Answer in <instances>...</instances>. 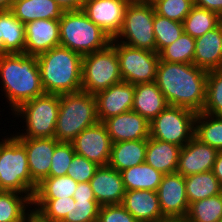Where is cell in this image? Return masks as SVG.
Masks as SVG:
<instances>
[{
    "instance_id": "6da1fadb",
    "label": "cell",
    "mask_w": 222,
    "mask_h": 222,
    "mask_svg": "<svg viewBox=\"0 0 222 222\" xmlns=\"http://www.w3.org/2000/svg\"><path fill=\"white\" fill-rule=\"evenodd\" d=\"M207 74L194 64L159 60L155 82L168 105L200 113L206 99Z\"/></svg>"
},
{
    "instance_id": "7a4b0ae2",
    "label": "cell",
    "mask_w": 222,
    "mask_h": 222,
    "mask_svg": "<svg viewBox=\"0 0 222 222\" xmlns=\"http://www.w3.org/2000/svg\"><path fill=\"white\" fill-rule=\"evenodd\" d=\"M1 92L13 112L22 103L45 94L37 56L25 53L0 55Z\"/></svg>"
},
{
    "instance_id": "3957f363",
    "label": "cell",
    "mask_w": 222,
    "mask_h": 222,
    "mask_svg": "<svg viewBox=\"0 0 222 222\" xmlns=\"http://www.w3.org/2000/svg\"><path fill=\"white\" fill-rule=\"evenodd\" d=\"M41 83L47 94L82 91V56L57 46L37 56Z\"/></svg>"
},
{
    "instance_id": "277c9868",
    "label": "cell",
    "mask_w": 222,
    "mask_h": 222,
    "mask_svg": "<svg viewBox=\"0 0 222 222\" xmlns=\"http://www.w3.org/2000/svg\"><path fill=\"white\" fill-rule=\"evenodd\" d=\"M60 44L81 56L106 48L112 38L82 10L64 11L59 20Z\"/></svg>"
},
{
    "instance_id": "5b68a950",
    "label": "cell",
    "mask_w": 222,
    "mask_h": 222,
    "mask_svg": "<svg viewBox=\"0 0 222 222\" xmlns=\"http://www.w3.org/2000/svg\"><path fill=\"white\" fill-rule=\"evenodd\" d=\"M98 122L95 95L84 91L62 94L54 138L59 142H71Z\"/></svg>"
},
{
    "instance_id": "8992f818",
    "label": "cell",
    "mask_w": 222,
    "mask_h": 222,
    "mask_svg": "<svg viewBox=\"0 0 222 222\" xmlns=\"http://www.w3.org/2000/svg\"><path fill=\"white\" fill-rule=\"evenodd\" d=\"M37 185L25 147L12 134L5 136L0 140V190L23 193L32 200Z\"/></svg>"
},
{
    "instance_id": "52a82bcc",
    "label": "cell",
    "mask_w": 222,
    "mask_h": 222,
    "mask_svg": "<svg viewBox=\"0 0 222 222\" xmlns=\"http://www.w3.org/2000/svg\"><path fill=\"white\" fill-rule=\"evenodd\" d=\"M59 106L60 95L47 93L22 103L11 115L23 119L21 123L25 131L21 129L22 133L19 130L11 134L15 138L54 137Z\"/></svg>"
},
{
    "instance_id": "ba28073f",
    "label": "cell",
    "mask_w": 222,
    "mask_h": 222,
    "mask_svg": "<svg viewBox=\"0 0 222 222\" xmlns=\"http://www.w3.org/2000/svg\"><path fill=\"white\" fill-rule=\"evenodd\" d=\"M154 14L152 3L131 0L125 10L122 28L114 40L130 47L156 52Z\"/></svg>"
},
{
    "instance_id": "9c48e42d",
    "label": "cell",
    "mask_w": 222,
    "mask_h": 222,
    "mask_svg": "<svg viewBox=\"0 0 222 222\" xmlns=\"http://www.w3.org/2000/svg\"><path fill=\"white\" fill-rule=\"evenodd\" d=\"M121 81L118 55L111 43L82 56V91L95 95Z\"/></svg>"
},
{
    "instance_id": "30bf717a",
    "label": "cell",
    "mask_w": 222,
    "mask_h": 222,
    "mask_svg": "<svg viewBox=\"0 0 222 222\" xmlns=\"http://www.w3.org/2000/svg\"><path fill=\"white\" fill-rule=\"evenodd\" d=\"M196 115L190 109L168 105L150 122V137L183 147L194 137Z\"/></svg>"
},
{
    "instance_id": "8fae6325",
    "label": "cell",
    "mask_w": 222,
    "mask_h": 222,
    "mask_svg": "<svg viewBox=\"0 0 222 222\" xmlns=\"http://www.w3.org/2000/svg\"><path fill=\"white\" fill-rule=\"evenodd\" d=\"M119 59L122 80L130 84L151 83L156 80L159 54L146 49L134 48L111 40Z\"/></svg>"
},
{
    "instance_id": "7c38bea8",
    "label": "cell",
    "mask_w": 222,
    "mask_h": 222,
    "mask_svg": "<svg viewBox=\"0 0 222 222\" xmlns=\"http://www.w3.org/2000/svg\"><path fill=\"white\" fill-rule=\"evenodd\" d=\"M71 144L77 155L83 156L99 166L109 164L112 142L102 122L84 129L71 141Z\"/></svg>"
},
{
    "instance_id": "4fadbf2b",
    "label": "cell",
    "mask_w": 222,
    "mask_h": 222,
    "mask_svg": "<svg viewBox=\"0 0 222 222\" xmlns=\"http://www.w3.org/2000/svg\"><path fill=\"white\" fill-rule=\"evenodd\" d=\"M131 0H85L82 11L112 39L120 32Z\"/></svg>"
},
{
    "instance_id": "5bb4252c",
    "label": "cell",
    "mask_w": 222,
    "mask_h": 222,
    "mask_svg": "<svg viewBox=\"0 0 222 222\" xmlns=\"http://www.w3.org/2000/svg\"><path fill=\"white\" fill-rule=\"evenodd\" d=\"M156 192L164 217L186 218L189 202L184 176L177 172L163 175Z\"/></svg>"
},
{
    "instance_id": "9a60e30c",
    "label": "cell",
    "mask_w": 222,
    "mask_h": 222,
    "mask_svg": "<svg viewBox=\"0 0 222 222\" xmlns=\"http://www.w3.org/2000/svg\"><path fill=\"white\" fill-rule=\"evenodd\" d=\"M135 85L125 81L110 86L95 94L99 122L131 111Z\"/></svg>"
},
{
    "instance_id": "2e32d148",
    "label": "cell",
    "mask_w": 222,
    "mask_h": 222,
    "mask_svg": "<svg viewBox=\"0 0 222 222\" xmlns=\"http://www.w3.org/2000/svg\"><path fill=\"white\" fill-rule=\"evenodd\" d=\"M111 142L147 140L150 137V122L135 111H128L102 122Z\"/></svg>"
},
{
    "instance_id": "e0dca14e",
    "label": "cell",
    "mask_w": 222,
    "mask_h": 222,
    "mask_svg": "<svg viewBox=\"0 0 222 222\" xmlns=\"http://www.w3.org/2000/svg\"><path fill=\"white\" fill-rule=\"evenodd\" d=\"M219 151L195 136L183 147H181L177 173L182 176L198 174L211 171Z\"/></svg>"
},
{
    "instance_id": "ac0fdd59",
    "label": "cell",
    "mask_w": 222,
    "mask_h": 222,
    "mask_svg": "<svg viewBox=\"0 0 222 222\" xmlns=\"http://www.w3.org/2000/svg\"><path fill=\"white\" fill-rule=\"evenodd\" d=\"M59 44V20L38 19L25 24V54L38 56Z\"/></svg>"
},
{
    "instance_id": "d6986e66",
    "label": "cell",
    "mask_w": 222,
    "mask_h": 222,
    "mask_svg": "<svg viewBox=\"0 0 222 222\" xmlns=\"http://www.w3.org/2000/svg\"><path fill=\"white\" fill-rule=\"evenodd\" d=\"M16 139L25 147L31 178L39 184L49 177L54 149L59 141L54 137Z\"/></svg>"
},
{
    "instance_id": "ffe728a7",
    "label": "cell",
    "mask_w": 222,
    "mask_h": 222,
    "mask_svg": "<svg viewBox=\"0 0 222 222\" xmlns=\"http://www.w3.org/2000/svg\"><path fill=\"white\" fill-rule=\"evenodd\" d=\"M89 183L100 206L122 203L126 190L121 173L115 168L99 166Z\"/></svg>"
},
{
    "instance_id": "44dd1931",
    "label": "cell",
    "mask_w": 222,
    "mask_h": 222,
    "mask_svg": "<svg viewBox=\"0 0 222 222\" xmlns=\"http://www.w3.org/2000/svg\"><path fill=\"white\" fill-rule=\"evenodd\" d=\"M193 64L206 71L222 69V23L195 39Z\"/></svg>"
},
{
    "instance_id": "7402d4cb",
    "label": "cell",
    "mask_w": 222,
    "mask_h": 222,
    "mask_svg": "<svg viewBox=\"0 0 222 222\" xmlns=\"http://www.w3.org/2000/svg\"><path fill=\"white\" fill-rule=\"evenodd\" d=\"M121 204L138 222H155L165 218L157 192L152 190L126 191Z\"/></svg>"
},
{
    "instance_id": "603a6c76",
    "label": "cell",
    "mask_w": 222,
    "mask_h": 222,
    "mask_svg": "<svg viewBox=\"0 0 222 222\" xmlns=\"http://www.w3.org/2000/svg\"><path fill=\"white\" fill-rule=\"evenodd\" d=\"M167 106L165 96L155 81L135 84L132 111L151 122Z\"/></svg>"
},
{
    "instance_id": "cb8c5ba5",
    "label": "cell",
    "mask_w": 222,
    "mask_h": 222,
    "mask_svg": "<svg viewBox=\"0 0 222 222\" xmlns=\"http://www.w3.org/2000/svg\"><path fill=\"white\" fill-rule=\"evenodd\" d=\"M181 147L152 137L147 139L145 162L163 175L177 171Z\"/></svg>"
},
{
    "instance_id": "d4e9b609",
    "label": "cell",
    "mask_w": 222,
    "mask_h": 222,
    "mask_svg": "<svg viewBox=\"0 0 222 222\" xmlns=\"http://www.w3.org/2000/svg\"><path fill=\"white\" fill-rule=\"evenodd\" d=\"M25 25L11 10H0V55L24 53Z\"/></svg>"
},
{
    "instance_id": "484cf974",
    "label": "cell",
    "mask_w": 222,
    "mask_h": 222,
    "mask_svg": "<svg viewBox=\"0 0 222 222\" xmlns=\"http://www.w3.org/2000/svg\"><path fill=\"white\" fill-rule=\"evenodd\" d=\"M10 10L24 25L38 19L60 20L64 12L54 0H14Z\"/></svg>"
},
{
    "instance_id": "4316f807",
    "label": "cell",
    "mask_w": 222,
    "mask_h": 222,
    "mask_svg": "<svg viewBox=\"0 0 222 222\" xmlns=\"http://www.w3.org/2000/svg\"><path fill=\"white\" fill-rule=\"evenodd\" d=\"M147 140L112 143L109 166L121 172L145 162Z\"/></svg>"
},
{
    "instance_id": "83f0119b",
    "label": "cell",
    "mask_w": 222,
    "mask_h": 222,
    "mask_svg": "<svg viewBox=\"0 0 222 222\" xmlns=\"http://www.w3.org/2000/svg\"><path fill=\"white\" fill-rule=\"evenodd\" d=\"M32 208L26 194L0 190V222H26L33 214Z\"/></svg>"
},
{
    "instance_id": "f1b7e54d",
    "label": "cell",
    "mask_w": 222,
    "mask_h": 222,
    "mask_svg": "<svg viewBox=\"0 0 222 222\" xmlns=\"http://www.w3.org/2000/svg\"><path fill=\"white\" fill-rule=\"evenodd\" d=\"M126 191L152 190L157 191L163 174L146 162L120 172Z\"/></svg>"
},
{
    "instance_id": "f546056e",
    "label": "cell",
    "mask_w": 222,
    "mask_h": 222,
    "mask_svg": "<svg viewBox=\"0 0 222 222\" xmlns=\"http://www.w3.org/2000/svg\"><path fill=\"white\" fill-rule=\"evenodd\" d=\"M186 196L189 205L222 193V187L212 170L185 176Z\"/></svg>"
},
{
    "instance_id": "4dcf8cb0",
    "label": "cell",
    "mask_w": 222,
    "mask_h": 222,
    "mask_svg": "<svg viewBox=\"0 0 222 222\" xmlns=\"http://www.w3.org/2000/svg\"><path fill=\"white\" fill-rule=\"evenodd\" d=\"M182 23L184 33L196 39L218 27L222 23V17L216 12L193 6Z\"/></svg>"
},
{
    "instance_id": "1f68e13d",
    "label": "cell",
    "mask_w": 222,
    "mask_h": 222,
    "mask_svg": "<svg viewBox=\"0 0 222 222\" xmlns=\"http://www.w3.org/2000/svg\"><path fill=\"white\" fill-rule=\"evenodd\" d=\"M194 136L201 142L222 151V116L197 113Z\"/></svg>"
},
{
    "instance_id": "d6a6232c",
    "label": "cell",
    "mask_w": 222,
    "mask_h": 222,
    "mask_svg": "<svg viewBox=\"0 0 222 222\" xmlns=\"http://www.w3.org/2000/svg\"><path fill=\"white\" fill-rule=\"evenodd\" d=\"M78 182L69 176L46 177L36 188L33 199H62L73 197Z\"/></svg>"
},
{
    "instance_id": "836d02e7",
    "label": "cell",
    "mask_w": 222,
    "mask_h": 222,
    "mask_svg": "<svg viewBox=\"0 0 222 222\" xmlns=\"http://www.w3.org/2000/svg\"><path fill=\"white\" fill-rule=\"evenodd\" d=\"M188 222H218L222 220V193L189 205Z\"/></svg>"
},
{
    "instance_id": "e575fe53",
    "label": "cell",
    "mask_w": 222,
    "mask_h": 222,
    "mask_svg": "<svg viewBox=\"0 0 222 222\" xmlns=\"http://www.w3.org/2000/svg\"><path fill=\"white\" fill-rule=\"evenodd\" d=\"M158 54L160 61L193 64L195 38L183 32L177 40L164 47Z\"/></svg>"
},
{
    "instance_id": "d590c367",
    "label": "cell",
    "mask_w": 222,
    "mask_h": 222,
    "mask_svg": "<svg viewBox=\"0 0 222 222\" xmlns=\"http://www.w3.org/2000/svg\"><path fill=\"white\" fill-rule=\"evenodd\" d=\"M32 211L43 222H61L70 208V198L32 199Z\"/></svg>"
},
{
    "instance_id": "8d00e7d4",
    "label": "cell",
    "mask_w": 222,
    "mask_h": 222,
    "mask_svg": "<svg viewBox=\"0 0 222 222\" xmlns=\"http://www.w3.org/2000/svg\"><path fill=\"white\" fill-rule=\"evenodd\" d=\"M153 31L156 40V52L172 44L184 32L183 23L154 14Z\"/></svg>"
},
{
    "instance_id": "74e56055",
    "label": "cell",
    "mask_w": 222,
    "mask_h": 222,
    "mask_svg": "<svg viewBox=\"0 0 222 222\" xmlns=\"http://www.w3.org/2000/svg\"><path fill=\"white\" fill-rule=\"evenodd\" d=\"M202 112L222 116V69L208 71L206 99Z\"/></svg>"
},
{
    "instance_id": "f35d334b",
    "label": "cell",
    "mask_w": 222,
    "mask_h": 222,
    "mask_svg": "<svg viewBox=\"0 0 222 222\" xmlns=\"http://www.w3.org/2000/svg\"><path fill=\"white\" fill-rule=\"evenodd\" d=\"M100 204L96 200H74L70 197L69 212L61 222H96Z\"/></svg>"
},
{
    "instance_id": "ab89813d",
    "label": "cell",
    "mask_w": 222,
    "mask_h": 222,
    "mask_svg": "<svg viewBox=\"0 0 222 222\" xmlns=\"http://www.w3.org/2000/svg\"><path fill=\"white\" fill-rule=\"evenodd\" d=\"M155 13L182 23L194 6L193 0H154Z\"/></svg>"
},
{
    "instance_id": "60d3db41",
    "label": "cell",
    "mask_w": 222,
    "mask_h": 222,
    "mask_svg": "<svg viewBox=\"0 0 222 222\" xmlns=\"http://www.w3.org/2000/svg\"><path fill=\"white\" fill-rule=\"evenodd\" d=\"M75 154L71 142H59L54 149L49 177L66 176Z\"/></svg>"
},
{
    "instance_id": "b9f144b4",
    "label": "cell",
    "mask_w": 222,
    "mask_h": 222,
    "mask_svg": "<svg viewBox=\"0 0 222 222\" xmlns=\"http://www.w3.org/2000/svg\"><path fill=\"white\" fill-rule=\"evenodd\" d=\"M98 168L97 163L75 154L66 175L78 183L89 182Z\"/></svg>"
},
{
    "instance_id": "7bdbcfd3",
    "label": "cell",
    "mask_w": 222,
    "mask_h": 222,
    "mask_svg": "<svg viewBox=\"0 0 222 222\" xmlns=\"http://www.w3.org/2000/svg\"><path fill=\"white\" fill-rule=\"evenodd\" d=\"M97 222H138L122 204L100 206Z\"/></svg>"
},
{
    "instance_id": "ee69618b",
    "label": "cell",
    "mask_w": 222,
    "mask_h": 222,
    "mask_svg": "<svg viewBox=\"0 0 222 222\" xmlns=\"http://www.w3.org/2000/svg\"><path fill=\"white\" fill-rule=\"evenodd\" d=\"M73 198L74 200H96L89 182L78 183Z\"/></svg>"
},
{
    "instance_id": "f6af8a7d",
    "label": "cell",
    "mask_w": 222,
    "mask_h": 222,
    "mask_svg": "<svg viewBox=\"0 0 222 222\" xmlns=\"http://www.w3.org/2000/svg\"><path fill=\"white\" fill-rule=\"evenodd\" d=\"M194 6L218 13L222 17V0H193Z\"/></svg>"
},
{
    "instance_id": "bcb514c9",
    "label": "cell",
    "mask_w": 222,
    "mask_h": 222,
    "mask_svg": "<svg viewBox=\"0 0 222 222\" xmlns=\"http://www.w3.org/2000/svg\"><path fill=\"white\" fill-rule=\"evenodd\" d=\"M63 11L82 10L85 0H54Z\"/></svg>"
},
{
    "instance_id": "7dc6e473",
    "label": "cell",
    "mask_w": 222,
    "mask_h": 222,
    "mask_svg": "<svg viewBox=\"0 0 222 222\" xmlns=\"http://www.w3.org/2000/svg\"><path fill=\"white\" fill-rule=\"evenodd\" d=\"M212 172L222 187V151L217 153Z\"/></svg>"
},
{
    "instance_id": "c3c4849f",
    "label": "cell",
    "mask_w": 222,
    "mask_h": 222,
    "mask_svg": "<svg viewBox=\"0 0 222 222\" xmlns=\"http://www.w3.org/2000/svg\"><path fill=\"white\" fill-rule=\"evenodd\" d=\"M14 0H0V10H10Z\"/></svg>"
},
{
    "instance_id": "681fc988",
    "label": "cell",
    "mask_w": 222,
    "mask_h": 222,
    "mask_svg": "<svg viewBox=\"0 0 222 222\" xmlns=\"http://www.w3.org/2000/svg\"><path fill=\"white\" fill-rule=\"evenodd\" d=\"M160 222H188L186 218L165 217Z\"/></svg>"
},
{
    "instance_id": "f907efd6",
    "label": "cell",
    "mask_w": 222,
    "mask_h": 222,
    "mask_svg": "<svg viewBox=\"0 0 222 222\" xmlns=\"http://www.w3.org/2000/svg\"><path fill=\"white\" fill-rule=\"evenodd\" d=\"M26 222H43L36 215L32 214Z\"/></svg>"
},
{
    "instance_id": "816d5d0a",
    "label": "cell",
    "mask_w": 222,
    "mask_h": 222,
    "mask_svg": "<svg viewBox=\"0 0 222 222\" xmlns=\"http://www.w3.org/2000/svg\"><path fill=\"white\" fill-rule=\"evenodd\" d=\"M142 1L152 3L154 0H142Z\"/></svg>"
}]
</instances>
